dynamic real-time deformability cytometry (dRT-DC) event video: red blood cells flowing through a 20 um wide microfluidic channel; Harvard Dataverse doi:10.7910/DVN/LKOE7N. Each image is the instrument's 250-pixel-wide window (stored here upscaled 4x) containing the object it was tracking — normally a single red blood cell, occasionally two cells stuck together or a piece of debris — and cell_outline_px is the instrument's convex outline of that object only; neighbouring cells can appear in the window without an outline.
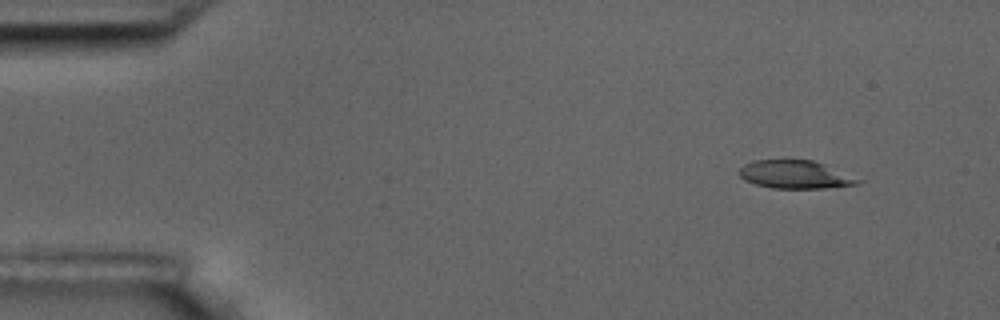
{"species": "common noctule bat (a hibernating species)", "species_latin": "Nyctalus noctula", "temperature_condition": "room temperature", "stored_images_in_passage": 4, "camera_frame_rate_fps": 3000, "um_per_image_px": 0.085, "animal": {"sex": "male", "body_mass_g": 17.5, "forearm_length_mm": 52.3}, "frame": {"image": 1, "passage_image": 1, "time_ms": 0.0, "image_size_px": [1000, 320], "cell_outline_px": [[864, 180], [856, 184], [824, 188], [772, 188], [756, 184], [744, 180], [740, 176], [740, 168], [744, 164], [752, 160], [784, 156], [812, 160], [824, 164]], "centroid_in_image_um": [67.54, 14.77], "position_along_channel_um": 17.5, "area_um2": 20.17}}
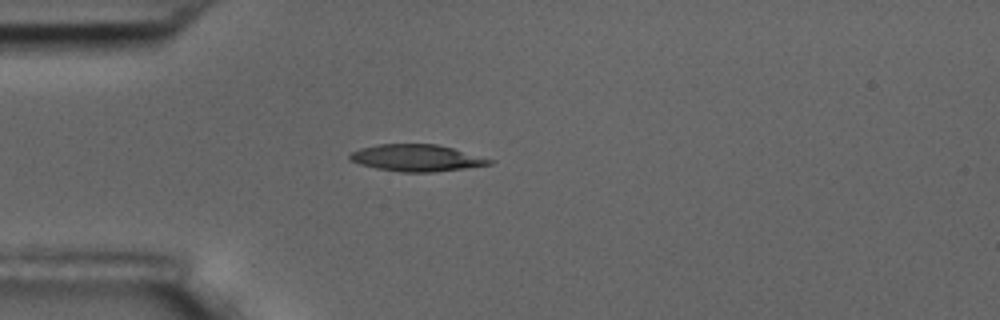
{"frame": {"image": 2, "passage_image": 4, "time_ms": 3.333, "image_size_px": [1000, 320], "cell_outline_px": [[496, 160], [492, 164], [464, 168], [432, 172], [400, 172], [376, 168], [360, 164], [352, 160], [348, 156], [352, 152], [360, 148], [380, 144], [436, 144], [452, 148]], "centroid_in_image_um": [35.43, 13.42], "position_along_channel_um": 49.6, "area_um2": 21.62}}